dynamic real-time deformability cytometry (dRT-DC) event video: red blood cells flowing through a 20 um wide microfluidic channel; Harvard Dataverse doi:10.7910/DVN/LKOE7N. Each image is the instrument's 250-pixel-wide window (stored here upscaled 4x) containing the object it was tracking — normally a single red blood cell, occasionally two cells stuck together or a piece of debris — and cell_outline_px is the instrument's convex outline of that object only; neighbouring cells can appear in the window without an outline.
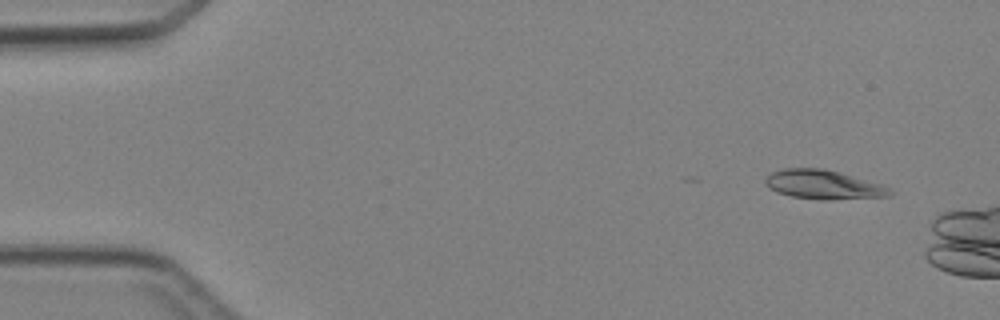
{"species": "Egyptian fruit bat (a non-hibernating species)", "species_latin": "Rousettus aegyptiacus", "temperature_condition": "cold", "stored_images_in_passage": 5, "camera_frame_rate_fps": 3000, "um_per_image_px": 0.085, "animal": {"sex": "female"}, "frame": {"image": 1, "passage_image": 2, "time_ms": 1.0, "image_size_px": [1000, 320], "cell_outline_px": [[896, 192], [892, 196], [828, 200], [820, 200], [792, 196], [776, 192], [768, 188], [764, 180], [772, 172], [784, 168], [824, 168], [840, 172], [880, 184], [892, 188]], "centroid_in_image_um": [70.03, 15.7], "position_along_channel_um": 15.0, "area_um2": 21.33}}